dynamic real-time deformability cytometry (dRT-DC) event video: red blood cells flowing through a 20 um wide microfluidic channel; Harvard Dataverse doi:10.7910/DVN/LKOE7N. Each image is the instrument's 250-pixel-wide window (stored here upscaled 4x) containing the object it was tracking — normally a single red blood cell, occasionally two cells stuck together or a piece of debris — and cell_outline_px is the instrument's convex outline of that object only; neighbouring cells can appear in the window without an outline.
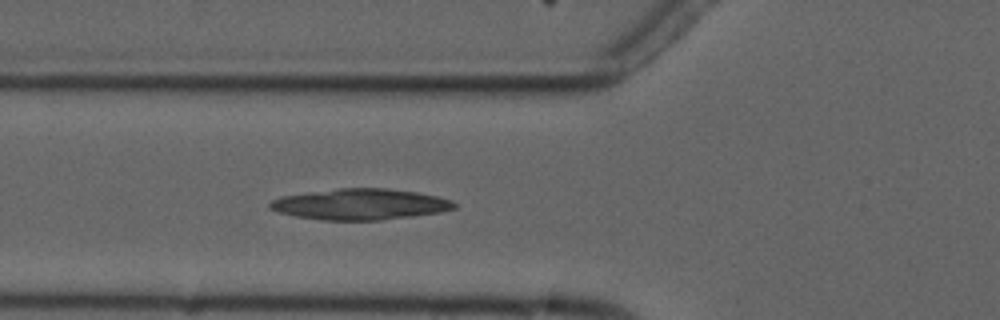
{"species": "common noctule bat (a hibernating species)", "species_latin": "Nyctalus noctula", "temperature_condition": "cold", "stored_images_in_passage": 4, "camera_frame_rate_fps": 3000, "um_per_image_px": 0.085, "animal": {"sex": "male", "forearm_length_mm": 52.5}, "frame": {"image": 1, "passage_image": 4, "time_ms": 3.667, "image_size_px": [1000, 320], "cell_outline_px": [[456, 208], [440, 212], [412, 216], [380, 220], [324, 220], [296, 216], [280, 212], [268, 208], [268, 204], [272, 200], [284, 196], [340, 188], [384, 188], [416, 192], [436, 196], [452, 200], [456, 204]], "centroid_in_image_um": [30.64, 17.36], "position_along_channel_um": 95.2, "area_um2": 32.89}}